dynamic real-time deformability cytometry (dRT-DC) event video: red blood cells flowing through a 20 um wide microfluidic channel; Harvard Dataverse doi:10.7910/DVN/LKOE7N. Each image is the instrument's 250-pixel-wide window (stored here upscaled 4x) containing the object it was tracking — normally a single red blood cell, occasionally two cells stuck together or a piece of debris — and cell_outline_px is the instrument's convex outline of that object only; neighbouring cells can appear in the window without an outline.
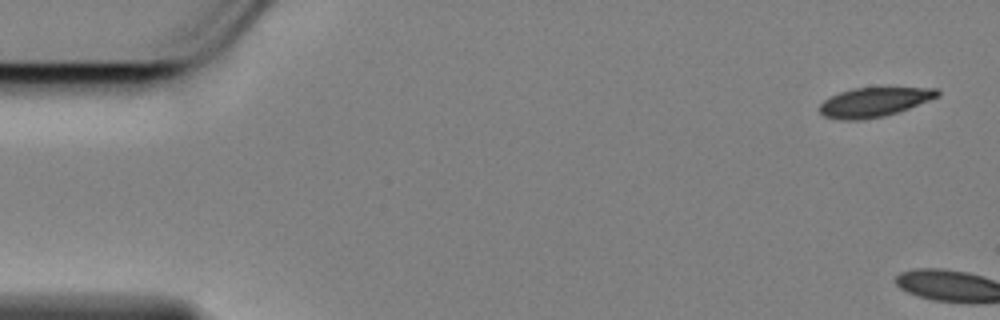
{"species": "Egyptian fruit bat (a non-hibernating species)", "species_latin": "Rousettus aegyptiacus", "temperature_condition": "cold", "stored_images_in_passage": 4, "camera_frame_rate_fps": 3000, "um_per_image_px": 0.085, "animal": {"sex": "female"}, "frame": {"image": 1, "passage_image": 1, "time_ms": 0.0, "image_size_px": [1000, 320], "cell_outline_px": [[940, 96], [900, 112], [884, 116], [864, 120], [840, 120], [824, 116], [820, 112], [820, 104], [824, 100], [840, 92], [852, 88], [936, 88], [940, 92]], "centroid_in_image_um": [74.32, 8.69], "position_along_channel_um": 10.7, "area_um2": 20.17}}